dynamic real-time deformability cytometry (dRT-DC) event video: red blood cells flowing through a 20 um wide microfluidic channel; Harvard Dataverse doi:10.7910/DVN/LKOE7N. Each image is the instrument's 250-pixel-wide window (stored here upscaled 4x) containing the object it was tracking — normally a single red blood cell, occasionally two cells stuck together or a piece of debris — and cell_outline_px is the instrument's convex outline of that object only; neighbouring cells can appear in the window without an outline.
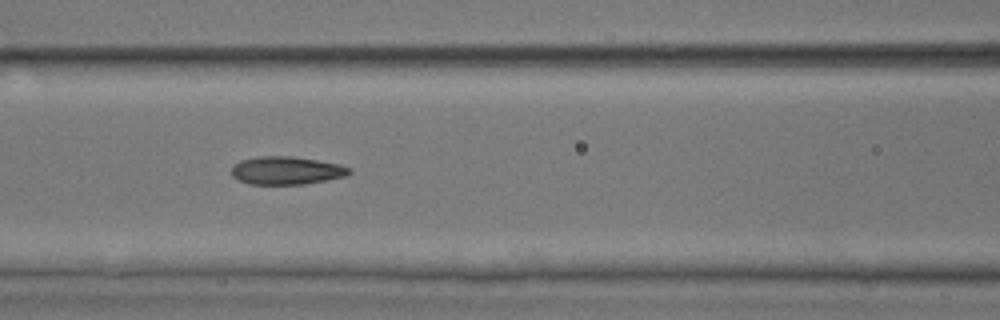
{"species": "common noctule bat (a hibernating species)", "species_latin": "Nyctalus noctula", "temperature_condition": "room temperature", "stored_images_in_passage": 39, "camera_frame_rate_fps": 3000, "um_per_image_px": 0.085, "animal": {"sex": "male", "body_mass_g": 17.9, "forearm_length_mm": 54.2}, "frame": {"image": 1, "passage_image": 12, "time_ms": 3.667, "image_size_px": [1000, 320], "cell_outline_px": [[352, 172], [344, 176], [304, 184], [248, 184], [232, 176], [232, 168], [240, 160], [256, 156], [292, 156], [340, 164], [352, 168]], "centroid_in_image_um": [24.35, 14.48], "position_along_channel_um": 142.3, "area_um2": 19.13}}
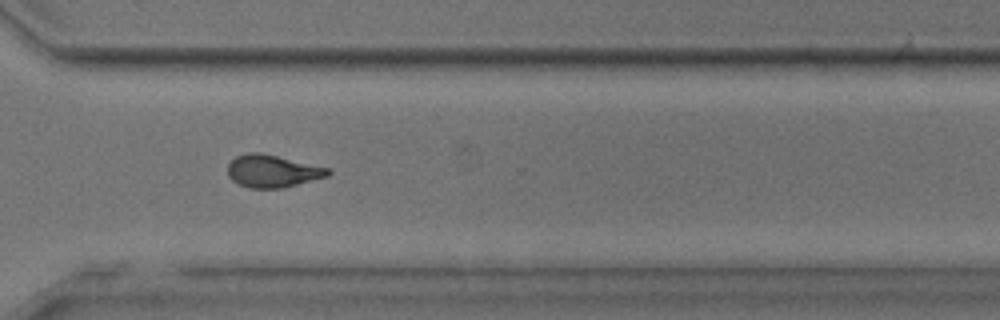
{"frame": {"image": 2, "passage_image": 28, "time_ms": 9.0, "image_size_px": [1000, 320], "cell_outline_px": [[332, 172], [328, 176], [284, 188], [248, 188], [236, 184], [228, 176], [228, 164], [236, 156], [248, 152], [260, 152], [328, 168]], "centroid_in_image_um": [23.13, 14.55], "position_along_channel_um": 347.5, "area_um2": 19.02}, "authors_computed_cell_mechanics": {"area_um2": 19.074, "velocity_mm_per_s": 3.8596, "shape_relaxation_time_tau1_ms": 8.361, "shape_relaxation_time_tau2_ms": 1.8068, "deformation_change_tau1": 0.2084, "deformation_change_tau2": 0.0842}}